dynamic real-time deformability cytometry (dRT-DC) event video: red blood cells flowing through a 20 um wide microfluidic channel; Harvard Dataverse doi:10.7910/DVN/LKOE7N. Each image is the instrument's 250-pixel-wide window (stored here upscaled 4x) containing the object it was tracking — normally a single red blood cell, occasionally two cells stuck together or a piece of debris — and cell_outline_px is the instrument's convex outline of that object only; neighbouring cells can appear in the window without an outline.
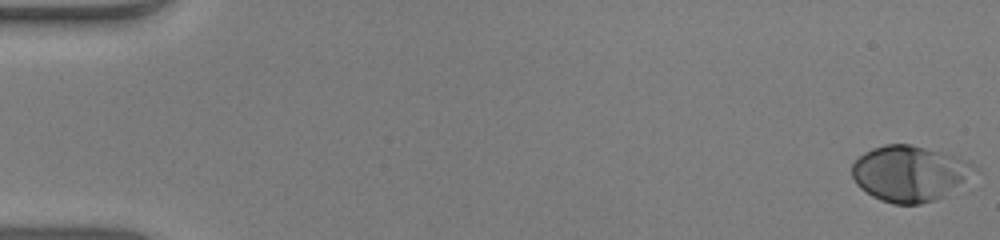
{"species": "human", "species_latin": "Homo sapiens", "temperature_condition": "warm", "stored_images_in_passage": 53, "camera_frame_rate_fps": 3000, "um_per_image_px": 0.085, "donor": {"sex": "male"}, "frame": {"image": 1, "passage_image": 1, "time_ms": 0.0, "image_size_px": [1000, 240], "cell_outline_px": [[980, 172], [944, 196], [936, 200], [920, 204], [892, 204], [880, 200], [872, 196], [860, 188], [856, 184], [852, 176], [852, 164], [864, 152], [872, 148], [884, 144], [912, 144], [952, 156], [976, 168]], "centroid_in_image_um": [77.28, 14.76], "position_along_channel_um": 7.7, "area_um2": 39.59}}
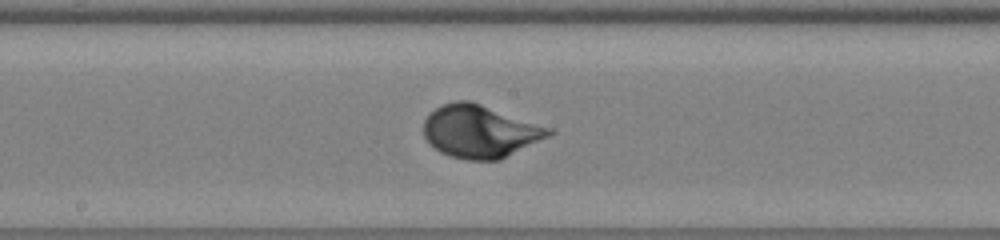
{"frame": {"image": 2, "passage_image": 29, "time_ms": 9.333, "image_size_px": [1000, 240], "cell_outline_px": [[556, 132], [500, 160], [464, 160], [440, 152], [424, 136], [424, 120], [436, 108], [444, 104], [456, 100], [468, 100], [552, 128]], "centroid_in_image_um": [40.81, 11.17], "position_along_channel_um": 207.4, "area_um2": 37.92}}
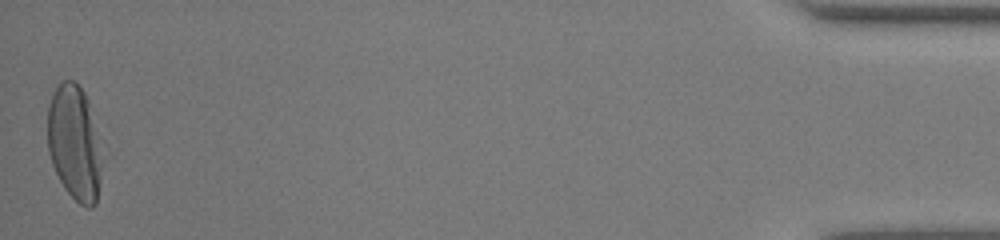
{"frame": {"image": 3, "passage_image": 53, "time_ms": 17.333, "image_size_px": [1000, 240], "cell_outline_px": [[100, 180], [96, 204], [92, 208], [88, 208], [80, 204], [64, 188], [52, 164], [48, 152], [48, 104], [60, 80], [72, 80], [84, 92], [88, 100], [100, 164]], "centroid_in_image_um": [6.27, 12.17], "position_along_channel_um": 428.9, "area_um2": 35.32}, "authors_computed_cell_mechanics": {"area_um2": 36.5296, "velocity_mm_per_s": 3.9137, "shape_relaxation_time_tau1_ms": 2.7264, "shape_relaxation_time_tau2_ms": null, "deformation_change_tau1": 0.1786, "deformation_change_tau2": null}}